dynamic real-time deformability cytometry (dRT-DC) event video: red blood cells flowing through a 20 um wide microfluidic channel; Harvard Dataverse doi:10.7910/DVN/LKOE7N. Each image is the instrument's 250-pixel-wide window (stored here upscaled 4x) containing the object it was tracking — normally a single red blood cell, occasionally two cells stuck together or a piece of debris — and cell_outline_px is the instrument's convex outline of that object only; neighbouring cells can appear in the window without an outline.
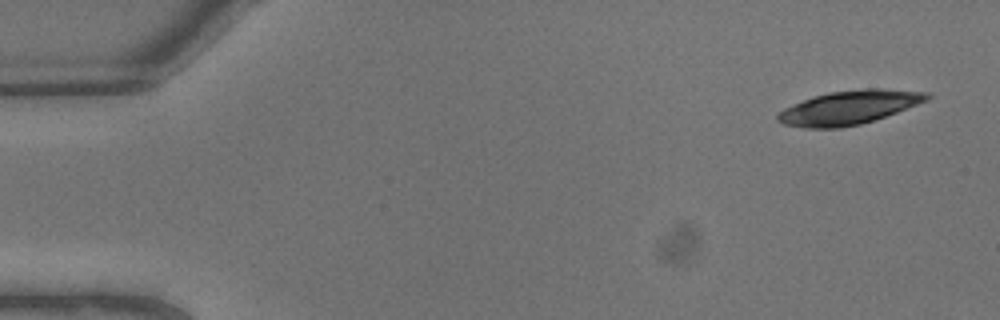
{"species": "common noctule bat (a hibernating species)", "species_latin": "Nyctalus noctula", "temperature_condition": "warm", "stored_images_in_passage": 6, "camera_frame_rate_fps": 3000, "um_per_image_px": 0.085, "animal": {"sex": "male", "body_mass_g": 13.3}, "frame": {"image": 1, "passage_image": 1, "time_ms": 0.0, "image_size_px": [1000, 320], "cell_outline_px": [[932, 96], [928, 100], [896, 112], [860, 124], [840, 128], [804, 128], [784, 124], [776, 120], [776, 116], [784, 108], [812, 96], [828, 92], [864, 88], [876, 88], [928, 92]], "centroid_in_image_um": [72.15, 9.13], "position_along_channel_um": 12.9, "area_um2": 29.25}}
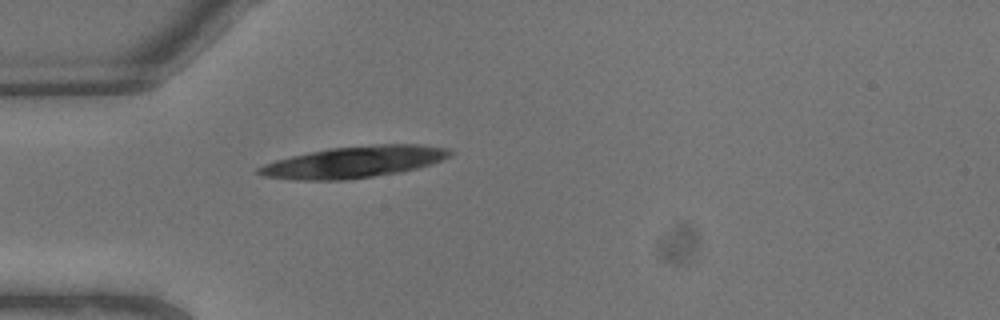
{"frame": {"image": 2, "passage_image": 6, "time_ms": 1.667, "image_size_px": [1000, 320], "cell_outline_px": [[456, 152], [452, 156], [432, 164], [400, 172], [344, 180], [292, 180], [264, 176], [256, 172], [256, 168], [264, 164], [276, 160], [292, 156], [328, 148], [376, 144], [416, 144], [448, 148]], "centroid_in_image_um": [30.12, 13.76], "position_along_channel_um": 54.9, "area_um2": 35.2}}